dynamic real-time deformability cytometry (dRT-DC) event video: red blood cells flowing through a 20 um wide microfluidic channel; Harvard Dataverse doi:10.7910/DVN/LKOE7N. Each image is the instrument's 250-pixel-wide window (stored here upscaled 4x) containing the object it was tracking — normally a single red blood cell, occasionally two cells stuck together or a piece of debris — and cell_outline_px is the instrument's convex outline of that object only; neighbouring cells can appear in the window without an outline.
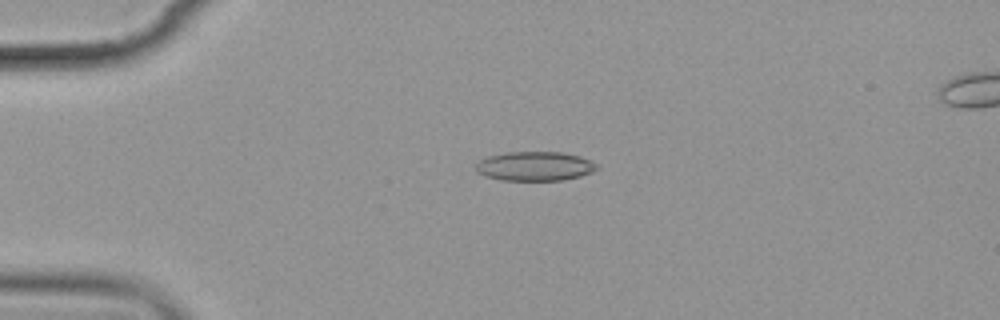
{"species": "common noctule bat (a hibernating species)", "species_latin": "Nyctalus noctula", "temperature_condition": "cold", "stored_images_in_passage": 6, "camera_frame_rate_fps": 3000, "um_per_image_px": 0.085, "animal": {"sex": "female", "body_mass_g": 19.9}, "frame": {"image": 1, "passage_image": 4, "time_ms": 3.333, "image_size_px": [1000, 320], "cell_outline_px": [[600, 168], [592, 172], [580, 176], [564, 180], [500, 180], [484, 176], [476, 172], [476, 164], [480, 160], [488, 156], [508, 152], [560, 152], [580, 156], [596, 164]], "centroid_in_image_um": [45.45, 14.13], "position_along_channel_um": 39.6, "area_um2": 20.63}}